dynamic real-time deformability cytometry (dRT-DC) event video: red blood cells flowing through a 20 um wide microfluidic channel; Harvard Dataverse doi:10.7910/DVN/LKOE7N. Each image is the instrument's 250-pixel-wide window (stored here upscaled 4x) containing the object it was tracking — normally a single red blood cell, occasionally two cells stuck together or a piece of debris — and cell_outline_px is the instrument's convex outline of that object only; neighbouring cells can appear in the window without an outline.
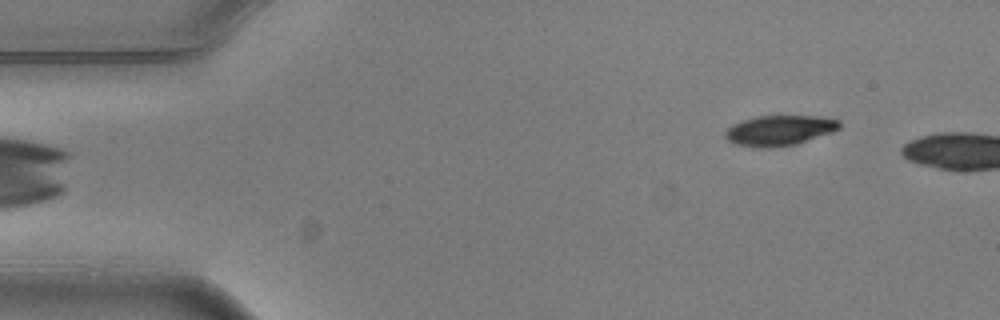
{"species": "common noctule bat (a hibernating species)", "species_latin": "Nyctalus noctula", "temperature_condition": "warm", "stored_images_in_passage": 5, "camera_frame_rate_fps": 3000, "um_per_image_px": 0.085, "animal": {"sex": "male", "body_mass_g": 20.5, "forearm_length_mm": 52.5}, "frame": {"image": 1, "passage_image": 5, "time_ms": 1.333, "image_size_px": [1000, 320], "cell_outline_px": [[840, 128], [832, 132], [796, 144], [772, 148], [760, 148], [736, 144], [728, 140], [724, 136], [724, 132], [732, 124], [756, 116], [816, 116], [840, 120]], "centroid_in_image_um": [66.24, 11.09], "position_along_channel_um": 18.8, "area_um2": 20.11}}